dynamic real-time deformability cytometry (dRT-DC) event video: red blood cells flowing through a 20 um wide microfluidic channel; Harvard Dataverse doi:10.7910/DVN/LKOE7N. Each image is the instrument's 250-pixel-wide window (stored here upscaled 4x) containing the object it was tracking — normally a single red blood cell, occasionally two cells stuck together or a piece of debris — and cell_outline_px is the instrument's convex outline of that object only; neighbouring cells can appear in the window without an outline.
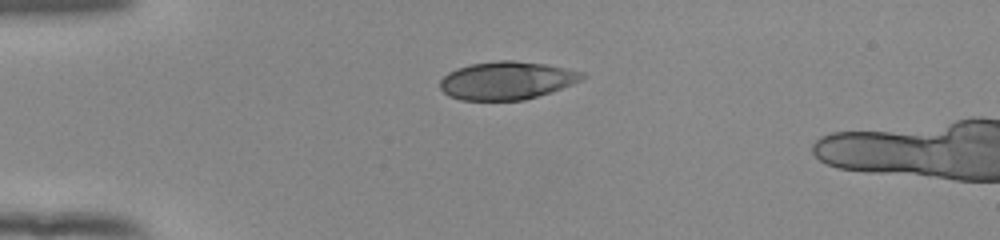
{"species": "human", "species_latin": "Homo sapiens", "temperature_condition": "room temperature", "stored_images_in_passage": 42, "segment_of_instrument_passage": [1, 2], "camera_frame_rate_fps": 3000, "um_per_image_px": 0.085, "donor": {"sex": "female"}, "frame": {"image": 1, "passage_image": 1, "time_ms": 0.0, "image_size_px": [1000, 240], "cell_outline_px": [[588, 76], [572, 84], [524, 100], [460, 100], [448, 96], [440, 88], [440, 80], [448, 72], [456, 68], [472, 64], [500, 60], [512, 60], [544, 64], [584, 72]], "centroid_in_image_um": [43.04, 6.84], "position_along_channel_um": 42.0, "area_um2": 31.27}}
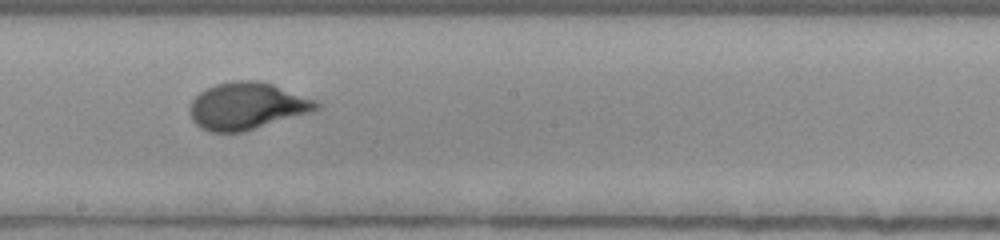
{"frame": {"image": 2, "passage_image": 18, "time_ms": 5.667, "image_size_px": [1000, 240], "cell_outline_px": [[320, 108], [312, 112], [244, 132], [208, 132], [200, 128], [192, 120], [188, 108], [192, 100], [200, 92], [216, 84], [236, 80], [256, 80], [272, 84], [316, 100], [320, 104]], "centroid_in_image_um": [20.98, 9.02], "position_along_channel_um": 227.2, "area_um2": 34.8}}
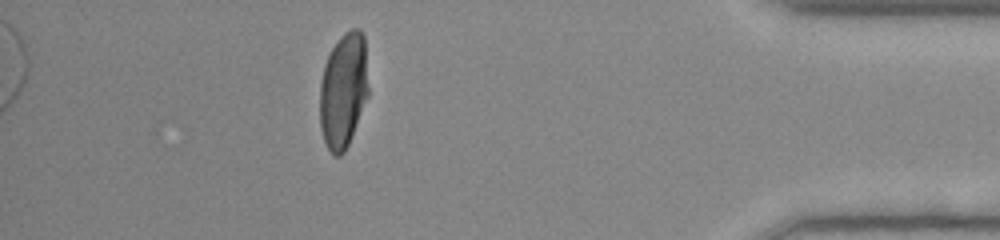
{"frame": {"image": 3, "passage_image": 35, "time_ms": 11.333, "image_size_px": [1000, 240], "cell_outline_px": [[368, 96], [348, 144], [344, 152], [340, 156], [332, 156], [324, 140], [320, 128], [320, 84], [324, 68], [328, 56], [332, 48], [340, 36], [344, 32], [352, 28], [360, 28], [364, 36], [368, 88]], "centroid_in_image_um": [29.18, 7.68], "position_along_channel_um": 406.0, "area_um2": 32.54}}